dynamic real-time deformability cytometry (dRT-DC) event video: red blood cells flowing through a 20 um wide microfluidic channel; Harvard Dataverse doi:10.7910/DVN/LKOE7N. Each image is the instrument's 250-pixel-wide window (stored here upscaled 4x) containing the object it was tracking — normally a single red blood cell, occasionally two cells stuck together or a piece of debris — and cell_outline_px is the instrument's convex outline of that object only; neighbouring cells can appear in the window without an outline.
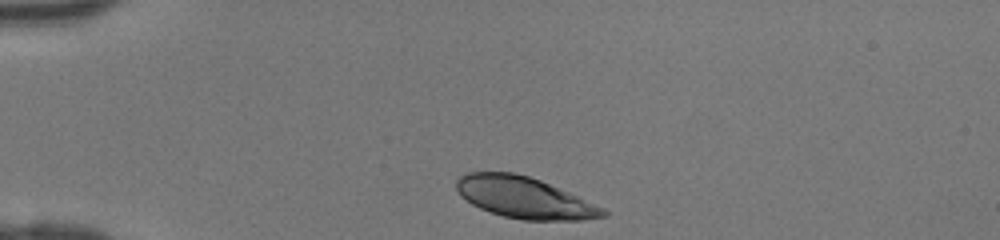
{"species": "human", "species_latin": "Homo sapiens", "temperature_condition": "room temperature", "stored_images_in_passage": 30, "camera_frame_rate_fps": 3000, "um_per_image_px": 0.085, "donor": {"sex": "female"}, "frame": {"image": 1, "passage_image": 1, "time_ms": 0.0, "image_size_px": [1000, 240], "cell_outline_px": [[608, 216], [580, 220], [524, 220], [504, 216], [480, 208], [472, 204], [460, 196], [456, 188], [456, 180], [460, 176], [468, 172], [512, 172], [528, 176], [540, 180], [568, 192], [604, 208], [608, 212]], "centroid_in_image_um": [44.55, 16.8], "position_along_channel_um": 40.4, "area_um2": 35.03}}
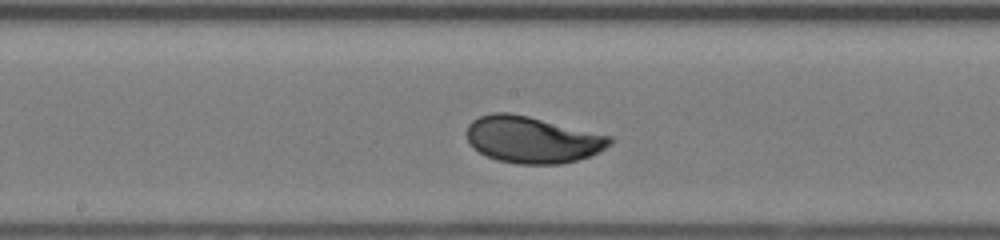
{"frame": {"image": 2, "passage_image": 15, "time_ms": 4.667, "image_size_px": [1000, 240], "cell_outline_px": [[612, 144], [588, 156], [576, 160], [560, 164], [516, 164], [496, 160], [472, 148], [468, 144], [464, 132], [468, 124], [472, 120], [480, 116], [492, 112], [508, 112], [528, 116], [612, 136]], "centroid_in_image_um": [45.17, 11.86], "position_along_channel_um": 203.0, "area_um2": 39.07}}
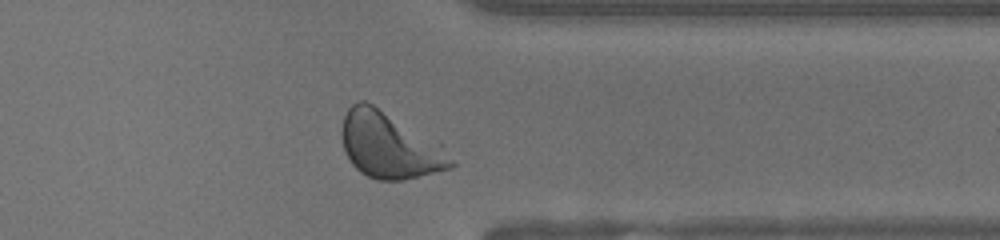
{"frame": {"image": 3, "passage_image": 27, "time_ms": 8.667, "image_size_px": [1000, 240], "cell_outline_px": [[456, 164], [452, 168], [404, 180], [376, 180], [360, 172], [352, 164], [344, 148], [344, 116], [348, 108], [352, 104], [360, 100], [364, 100], [372, 104], [452, 160]], "centroid_in_image_um": [32.95, 12.44], "position_along_channel_um": 378.4, "area_um2": 38.67}}